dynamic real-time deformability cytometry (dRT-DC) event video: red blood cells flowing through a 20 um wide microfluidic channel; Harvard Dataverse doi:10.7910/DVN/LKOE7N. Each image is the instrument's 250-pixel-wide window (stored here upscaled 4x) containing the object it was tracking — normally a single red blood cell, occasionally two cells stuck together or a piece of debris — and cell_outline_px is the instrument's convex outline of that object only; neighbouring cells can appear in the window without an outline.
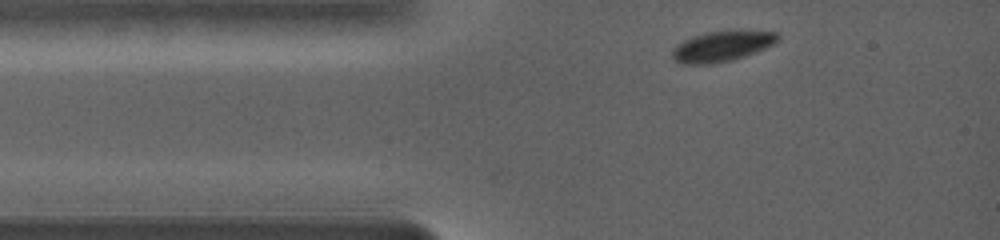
{"species": "common noctule bat (a hibernating species)", "species_latin": "Nyctalus noctula", "temperature_condition": "warm", "stored_images_in_passage": 33, "camera_frame_rate_fps": 5000, "um_per_image_px": 0.085, "animal": {"sex": "female", "body_mass_g": 19.0, "forearm_length_mm": 56.7}, "frame": {"image": 1, "passage_image": 1, "time_ms": 0.0, "image_size_px": [1000, 240], "cell_outline_px": [[780, 40], [756, 52], [732, 60], [712, 64], [680, 64], [672, 56], [672, 48], [676, 44], [692, 36], [704, 32], [740, 28], [776, 32], [780, 36]], "centroid_in_image_um": [61.39, 3.89], "position_along_channel_um": 23.6, "area_um2": 19.42}}
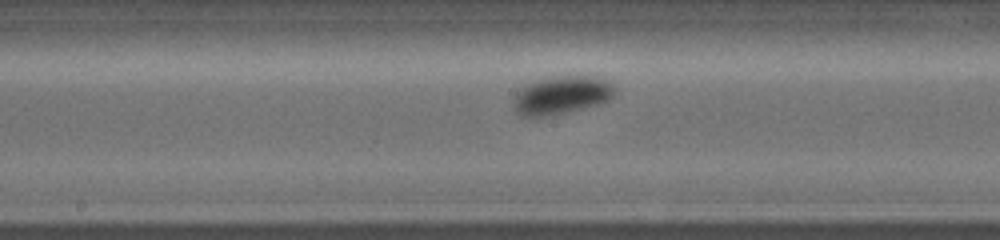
{"frame": {"image": 2, "passage_image": 16, "time_ms": 5.6, "image_size_px": [1000, 240], "cell_outline_px": [[616, 88], [612, 96], [608, 100], [596, 104], [564, 112], [544, 116], [520, 116], [516, 112], [512, 104], [516, 92], [528, 84], [536, 80], [548, 76], [592, 72], [608, 80]], "centroid_in_image_um": [47.77, 8.0], "position_along_channel_um": 200.4, "area_um2": 23.18}}
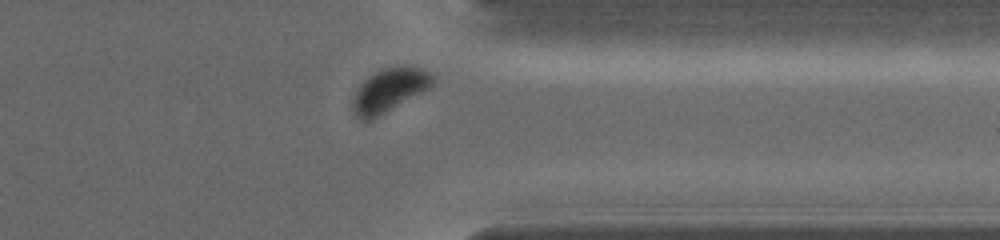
{"frame": {"image": 3, "passage_image": 29, "time_ms": 10.6, "image_size_px": [1000, 240], "cell_outline_px": [[432, 84], [428, 88], [372, 120], [364, 124], [352, 112], [352, 100], [360, 84], [368, 76], [384, 68], [416, 68], [428, 72], [432, 76]], "centroid_in_image_um": [32.98, 7.74], "position_along_channel_um": 378.4, "area_um2": 19.65}, "authors_computed_cell_mechanics": {"area_um2": 20.808, "velocity_mm_per_s": 3.5963, "shape_relaxation_time_tau1_ms": 1.2406, "shape_relaxation_time_tau2_ms": null, "deformation_change_tau1": 0.0976, "deformation_change_tau2": null}}